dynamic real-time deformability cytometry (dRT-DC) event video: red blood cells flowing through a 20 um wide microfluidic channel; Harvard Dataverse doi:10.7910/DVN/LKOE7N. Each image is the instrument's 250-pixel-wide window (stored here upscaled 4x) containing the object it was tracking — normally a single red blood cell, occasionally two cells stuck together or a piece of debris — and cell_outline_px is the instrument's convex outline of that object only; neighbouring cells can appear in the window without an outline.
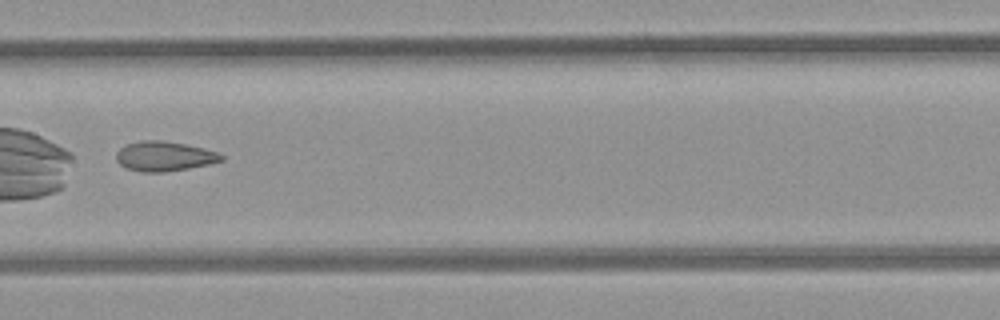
{"species": "common noctule bat (a hibernating species)", "species_latin": "Nyctalus noctula", "temperature_condition": "room temperature", "stored_images_in_passage": 9, "camera_frame_rate_fps": 3000, "um_per_image_px": 0.085, "animal": {"sex": "female", "body_mass_g": 21.9}, "frame": {"image": 1, "passage_image": 7, "time_ms": 7.667, "image_size_px": [1000, 320], "cell_outline_px": [[224, 160], [208, 164], [188, 168], [164, 172], [144, 172], [124, 168], [116, 160], [116, 152], [120, 148], [128, 144], [144, 140], [160, 140], [184, 144], [204, 148], [216, 152], [224, 156]], "centroid_in_image_um": [13.94, 13.29], "position_along_channel_um": 193.5, "area_um2": 18.09}}
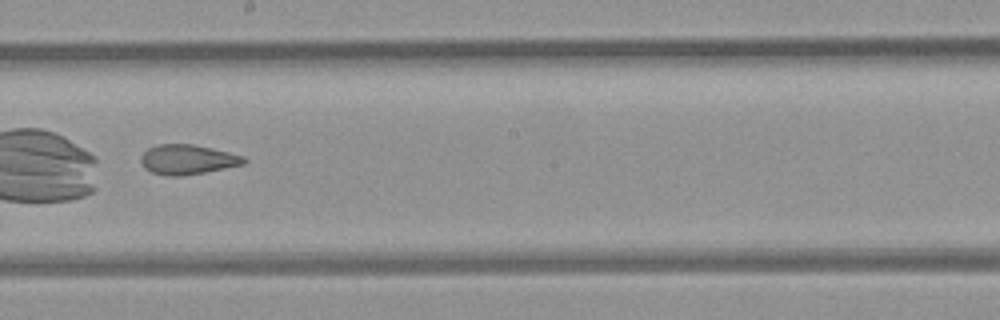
{"frame": {"image": 2, "passage_image": 8, "time_ms": 8.667, "image_size_px": [1000, 320], "cell_outline_px": [[248, 160], [244, 164], [204, 172], [180, 176], [168, 176], [152, 172], [144, 168], [140, 160], [140, 156], [148, 148], [156, 144], [192, 144], [228, 152], [244, 156]], "centroid_in_image_um": [15.91, 13.55], "position_along_channel_um": 232.3, "area_um2": 17.8}}
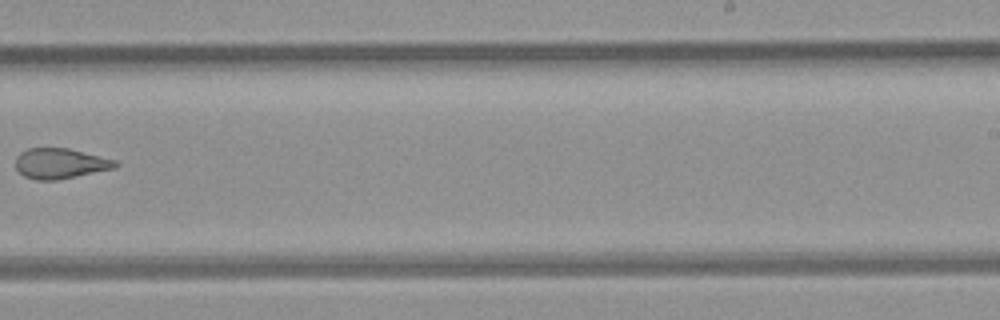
{"frame": {"image": 3, "passage_image": 9, "time_ms": 10.0, "image_size_px": [1000, 320], "cell_outline_px": [[120, 164], [116, 168], [56, 180], [36, 180], [24, 176], [16, 168], [16, 156], [20, 152], [28, 148], [68, 148], [116, 160]], "centroid_in_image_um": [5.12, 13.89], "position_along_channel_um": 283.9, "area_um2": 17.63}}